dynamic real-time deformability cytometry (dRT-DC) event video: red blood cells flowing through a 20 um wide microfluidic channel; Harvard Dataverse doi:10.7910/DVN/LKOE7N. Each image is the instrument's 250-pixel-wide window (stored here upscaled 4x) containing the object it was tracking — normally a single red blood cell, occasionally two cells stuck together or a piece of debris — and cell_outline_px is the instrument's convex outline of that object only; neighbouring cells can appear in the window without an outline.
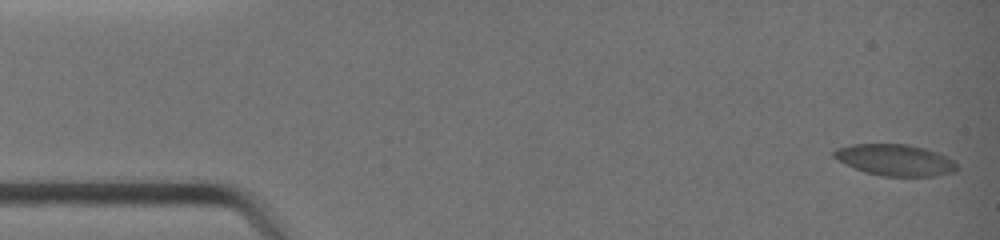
{"species": "common noctule bat (a hibernating species)", "species_latin": "Nyctalus noctula", "temperature_condition": "warm", "stored_images_in_passage": 43, "camera_frame_rate_fps": 3000, "um_per_image_px": 0.085, "animal": {"sex": "female", "body_mass_g": 19.0, "forearm_length_mm": 51.5}, "frame": {"image": 1, "passage_image": 1, "time_ms": 0.0, "image_size_px": [1000, 240], "cell_outline_px": [[960, 168], [952, 172], [936, 176], [884, 176], [864, 172], [832, 156], [832, 152], [836, 148], [852, 144], [908, 144], [924, 148], [936, 152], [952, 160]], "centroid_in_image_um": [76.08, 13.59], "position_along_channel_um": 8.9, "area_um2": 22.25}}
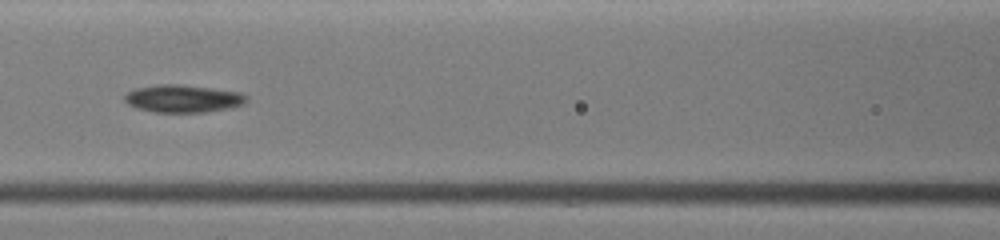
{"frame": {"image": 2, "passage_image": 19, "time_ms": 6.0, "image_size_px": [1000, 240], "cell_outline_px": [[248, 100], [244, 104], [232, 108], [204, 112], [156, 112], [140, 108], [128, 104], [124, 100], [124, 96], [128, 92], [136, 88], [160, 84], [180, 84], [240, 92], [248, 96]], "centroid_in_image_um": [15.6, 8.38], "position_along_channel_um": 151.0, "area_um2": 19.54}}
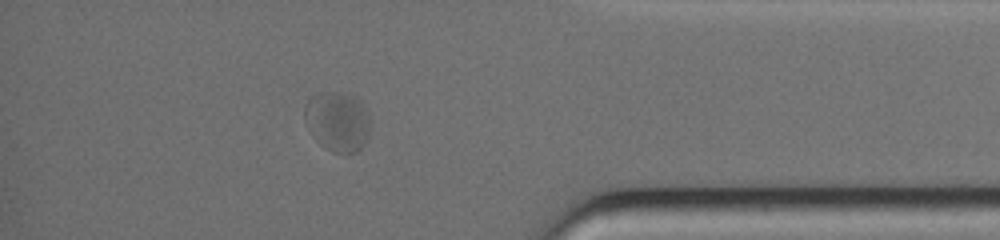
{"frame": {"image": 3, "passage_image": 37, "time_ms": 12.0, "image_size_px": [1000, 240], "cell_outline_px": [[368, 136], [364, 144], [356, 152], [332, 152], [320, 144], [316, 140], [304, 120], [304, 104], [316, 92], [348, 92], [360, 100], [364, 104], [368, 112]], "centroid_in_image_um": [28.67, 10.27], "position_along_channel_um": 406.5, "area_um2": 23.0}}